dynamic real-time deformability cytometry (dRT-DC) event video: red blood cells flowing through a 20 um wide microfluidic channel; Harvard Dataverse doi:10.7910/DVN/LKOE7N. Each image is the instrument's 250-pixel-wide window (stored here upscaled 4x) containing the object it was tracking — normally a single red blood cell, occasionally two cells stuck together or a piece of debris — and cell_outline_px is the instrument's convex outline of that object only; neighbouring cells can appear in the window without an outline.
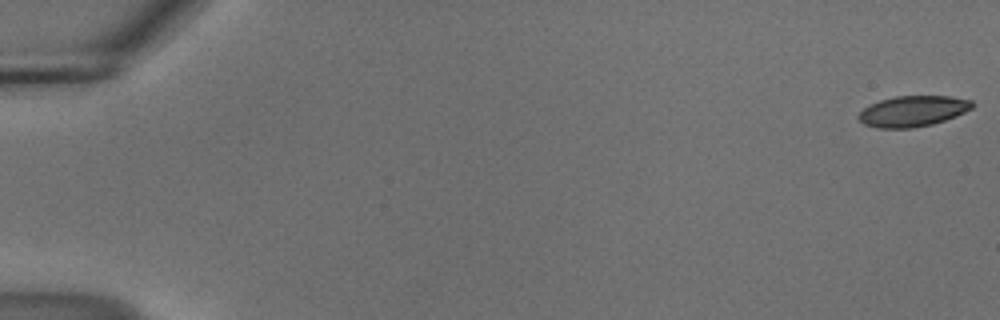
{"species": "common noctule bat (a hibernating species)", "species_latin": "Nyctalus noctula", "temperature_condition": "cold", "stored_images_in_passage": 55, "camera_frame_rate_fps": 3000, "um_per_image_px": 0.085, "animal": {"sex": "male", "body_mass_g": 18.8}, "frame": {"image": 1, "passage_image": 1, "time_ms": 0.0, "image_size_px": [1000, 320], "cell_outline_px": [[972, 108], [956, 116], [932, 124], [912, 128], [876, 128], [864, 124], [856, 116], [868, 104], [880, 100], [896, 96], [952, 96], [972, 100]], "centroid_in_image_um": [77.56, 9.44], "position_along_channel_um": 7.4, "area_um2": 20.4}}
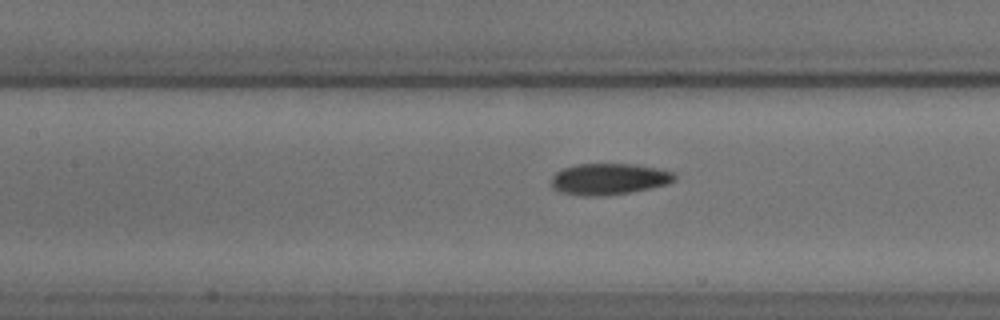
{"frame": {"image": 2, "passage_image": 26, "time_ms": 8.333, "image_size_px": [1000, 320], "cell_outline_px": [[676, 180], [668, 184], [628, 192], [596, 196], [584, 196], [564, 192], [552, 188], [552, 176], [556, 172], [564, 168], [576, 164], [636, 164], [656, 168], [672, 172], [676, 176]], "centroid_in_image_um": [51.76, 15.2], "position_along_channel_um": 155.6, "area_um2": 22.2}}
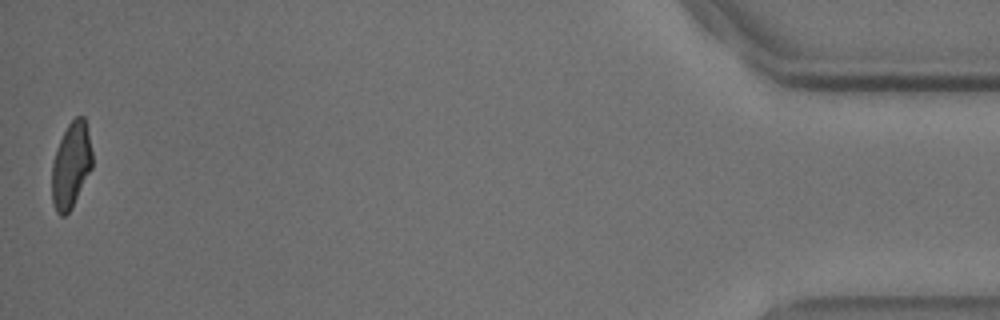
{"frame": {"image": 3, "passage_image": 55, "time_ms": 18.0, "image_size_px": [1000, 320], "cell_outline_px": [[92, 168], [72, 208], [64, 216], [60, 216], [56, 212], [52, 200], [52, 164], [60, 140], [68, 124], [76, 116], [84, 116], [92, 152]], "centroid_in_image_um": [6.04, 14.07], "position_along_channel_um": 429.2, "area_um2": 20.0}, "authors_computed_cell_mechanics": {"area_um2": 21.7906, "velocity_mm_per_s": 3.7072, "shape_relaxation_time_tau1_ms": 9.1633, "shape_relaxation_time_tau2_ms": 3.5974, "deformation_change_tau1": 0.2079, "deformation_change_tau2": 0.0928}}